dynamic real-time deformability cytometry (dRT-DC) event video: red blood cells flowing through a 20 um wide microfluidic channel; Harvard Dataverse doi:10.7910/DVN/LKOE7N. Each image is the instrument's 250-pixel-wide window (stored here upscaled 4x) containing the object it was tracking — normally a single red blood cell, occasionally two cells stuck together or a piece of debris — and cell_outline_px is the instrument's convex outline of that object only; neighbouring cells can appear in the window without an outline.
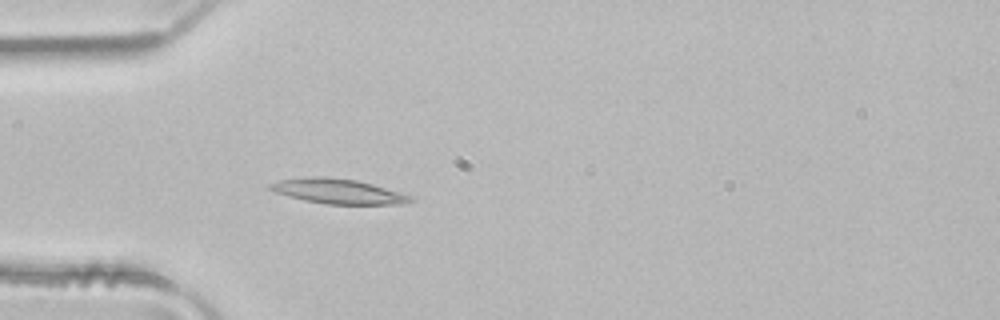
{"species": "common noctule bat (a hibernating species)", "species_latin": "Nyctalus noctula", "temperature_condition": "room temperature", "stored_images_in_passage": 4, "camera_frame_rate_fps": 3000, "um_per_image_px": 0.085, "animal": {"sex": "male", "body_mass_g": 21.5, "forearm_length_mm": 52.0}, "frame": {"image": 1, "passage_image": 4, "time_ms": 1.0, "image_size_px": [1000, 320], "cell_outline_px": [[412, 200], [408, 204], [324, 204], [304, 200], [288, 196], [276, 192], [268, 188], [268, 184], [280, 180], [316, 176], [324, 176], [356, 180], [372, 184], [412, 196]], "centroid_in_image_um": [28.73, 16.26], "position_along_channel_um": 56.3, "area_um2": 20.17}}